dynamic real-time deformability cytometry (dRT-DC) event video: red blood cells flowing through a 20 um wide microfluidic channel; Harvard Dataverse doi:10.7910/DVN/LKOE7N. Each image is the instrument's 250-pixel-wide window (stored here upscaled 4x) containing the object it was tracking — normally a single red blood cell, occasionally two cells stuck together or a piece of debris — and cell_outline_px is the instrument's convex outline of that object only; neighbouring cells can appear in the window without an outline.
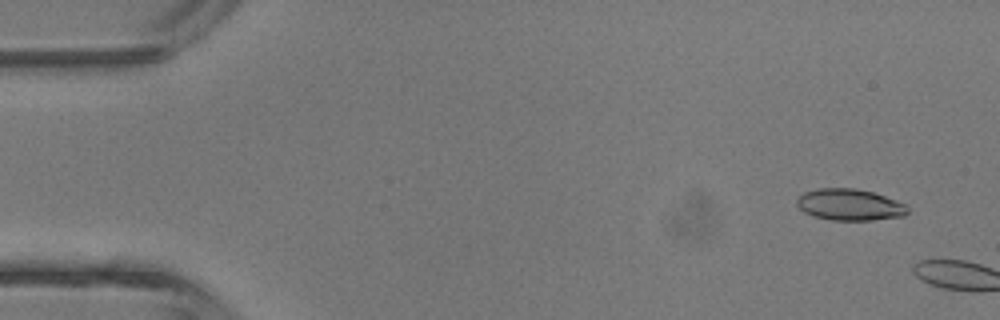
{"species": "common noctule bat (a hibernating species)", "species_latin": "Nyctalus noctula", "temperature_condition": "room temperature", "stored_images_in_passage": 4, "camera_frame_rate_fps": 3000, "um_per_image_px": 0.085, "animal": {"sex": "male", "body_mass_g": 13.3}, "frame": {"image": 1, "passage_image": 1, "time_ms": 0.0, "image_size_px": [1000, 320], "cell_outline_px": [[908, 212], [904, 216], [872, 220], [832, 220], [816, 216], [804, 212], [796, 204], [796, 200], [804, 192], [816, 188], [856, 188], [872, 192], [908, 204]], "centroid_in_image_um": [72.24, 17.39], "position_along_channel_um": 12.8, "area_um2": 20.35}}
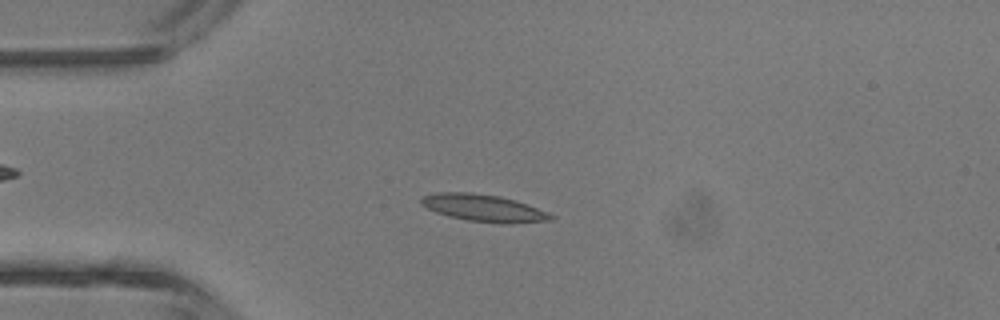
{"frame": {"image": 2, "passage_image": 4, "time_ms": 4.333, "image_size_px": [1000, 320], "cell_outline_px": [[556, 216], [552, 220], [508, 224], [500, 224], [468, 220], [448, 216], [436, 212], [420, 204], [420, 200], [424, 196], [436, 192], [472, 192], [500, 196], [516, 200], [548, 212]], "centroid_in_image_um": [41.13, 17.68], "position_along_channel_um": 43.9, "area_um2": 20.63}}